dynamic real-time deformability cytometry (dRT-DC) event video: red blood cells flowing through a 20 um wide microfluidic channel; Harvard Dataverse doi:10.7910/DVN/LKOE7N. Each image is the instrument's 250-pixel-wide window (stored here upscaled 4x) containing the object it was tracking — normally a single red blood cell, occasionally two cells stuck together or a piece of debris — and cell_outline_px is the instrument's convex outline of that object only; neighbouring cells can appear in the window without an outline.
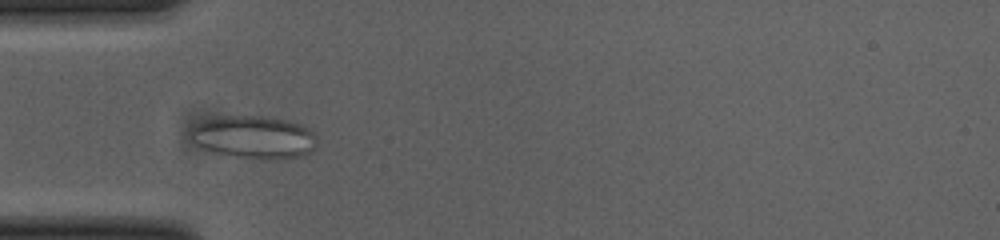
{"species": "common noctule bat (a hibernating species)", "species_latin": "Nyctalus noctula", "temperature_condition": "cold", "stored_images_in_passage": 49, "camera_frame_rate_fps": 3000, "um_per_image_px": 0.085, "animal": {"sex": "female", "body_mass_g": 23.0, "forearm_length_mm": 53.4}, "frame": {"image": 1, "passage_image": 12, "time_ms": 3.667, "image_size_px": [1000, 240], "cell_outline_px": [[316, 144], [308, 152], [300, 156], [264, 160], [260, 160], [236, 156], [216, 152], [204, 148], [196, 144], [192, 140], [192, 128], [196, 124], [204, 120], [224, 116], [260, 116], [288, 120], [300, 124], [312, 132], [316, 140]], "centroid_in_image_um": [21.58, 11.66], "position_along_channel_um": 63.4, "area_um2": 30.98}}
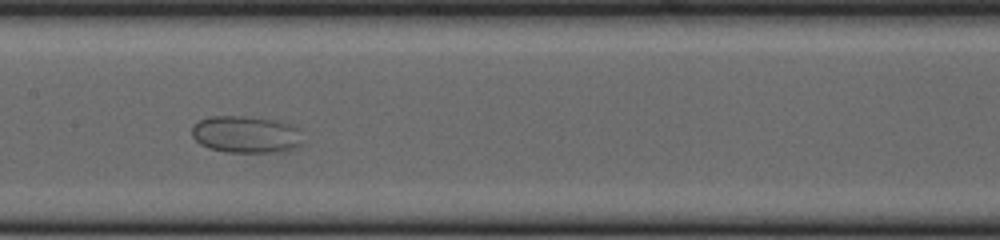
{"frame": {"image": 2, "passage_image": 22, "time_ms": 7.0, "image_size_px": [1000, 240], "cell_outline_px": [[300, 144], [296, 148], [284, 152], [228, 152], [212, 148], [200, 144], [192, 136], [192, 124], [200, 120], [212, 116], [244, 116], [272, 120], [288, 124], [300, 128]], "centroid_in_image_um": [20.9, 11.43], "position_along_channel_um": 186.5, "area_um2": 23.81}}
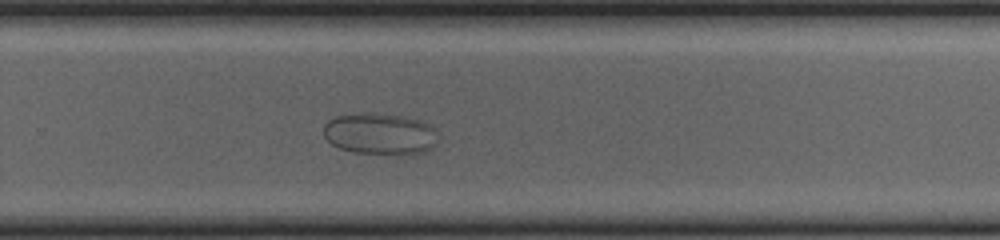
{"frame": {"image": 3, "passage_image": 31, "time_ms": 10.0, "image_size_px": [1000, 240], "cell_outline_px": [[436, 144], [432, 148], [424, 152], [352, 152], [340, 148], [332, 144], [324, 136], [324, 124], [328, 120], [336, 116], [372, 112], [400, 116], [420, 120], [428, 124], [432, 128], [436, 140]], "centroid_in_image_um": [32.24, 11.34], "position_along_channel_um": 297.6, "area_um2": 26.82}}